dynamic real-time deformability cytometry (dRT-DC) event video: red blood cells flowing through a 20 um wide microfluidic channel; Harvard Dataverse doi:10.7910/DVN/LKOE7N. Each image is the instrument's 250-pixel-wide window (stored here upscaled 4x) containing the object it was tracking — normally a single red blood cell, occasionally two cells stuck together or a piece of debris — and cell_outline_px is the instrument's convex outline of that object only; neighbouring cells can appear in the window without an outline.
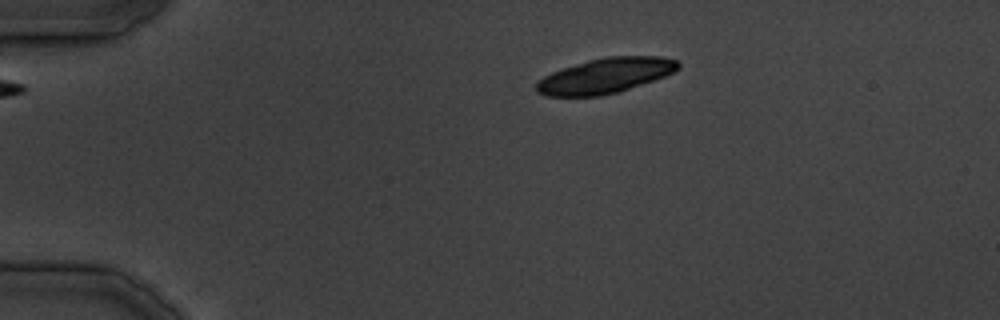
{"species": "common noctule bat (a hibernating species)", "species_latin": "Nyctalus noctula", "temperature_condition": "cold", "stored_images_in_passage": 5, "camera_frame_rate_fps": 3000, "um_per_image_px": 0.085, "animal": {"sex": "male", "body_mass_g": 19.5, "forearm_length_mm": 54.6}, "frame": {"image": 1, "passage_image": 1, "time_ms": 0.0, "image_size_px": [1000, 320], "cell_outline_px": [[680, 68], [676, 72], [620, 92], [600, 96], [544, 96], [536, 92], [536, 84], [544, 76], [552, 72], [588, 60], [604, 56], [660, 56], [676, 60], [680, 64]], "centroid_in_image_um": [51.48, 6.44], "position_along_channel_um": 33.5, "area_um2": 29.13}}